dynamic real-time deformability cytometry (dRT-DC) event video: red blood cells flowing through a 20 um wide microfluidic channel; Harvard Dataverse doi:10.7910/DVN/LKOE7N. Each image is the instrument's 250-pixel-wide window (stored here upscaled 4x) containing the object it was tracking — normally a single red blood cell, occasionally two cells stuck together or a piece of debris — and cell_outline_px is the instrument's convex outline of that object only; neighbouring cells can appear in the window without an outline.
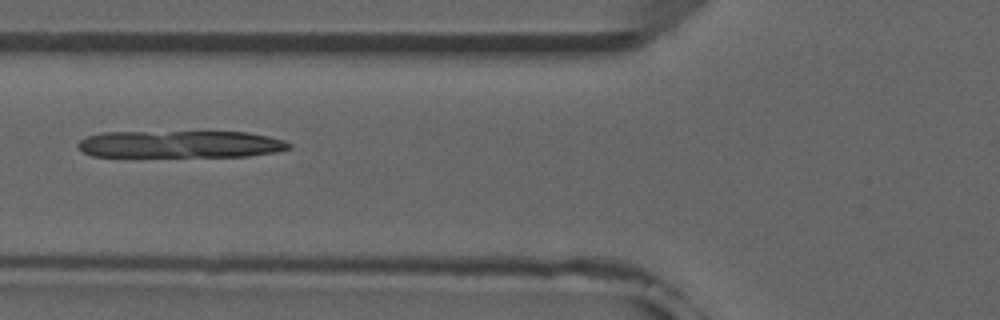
{"species": "common noctule bat (a hibernating species)", "species_latin": "Nyctalus noctula", "temperature_condition": "room temperature", "stored_images_in_passage": 6, "camera_frame_rate_fps": 3000, "um_per_image_px": 0.085, "animal": {"sex": "male", "forearm_length_mm": 52.5}, "frame": {"image": 1, "passage_image": 6, "time_ms": 5.667, "image_size_px": [1000, 320], "cell_outline_px": [[292, 148], [276, 152], [248, 156], [92, 156], [84, 152], [76, 144], [80, 140], [88, 136], [104, 132], [248, 132], [268, 136], [284, 140], [292, 144]], "centroid_in_image_um": [15.37, 12.25], "position_along_channel_um": 110.4, "area_um2": 33.35}}